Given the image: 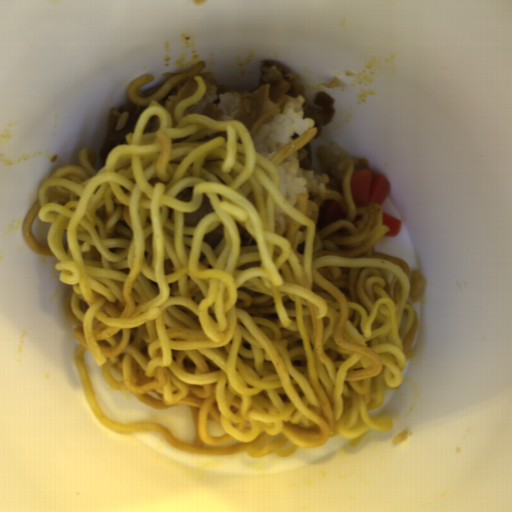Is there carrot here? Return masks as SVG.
Masks as SVG:
<instances>
[{
  "mask_svg": "<svg viewBox=\"0 0 512 512\" xmlns=\"http://www.w3.org/2000/svg\"><path fill=\"white\" fill-rule=\"evenodd\" d=\"M382 223L389 229L384 237H397L402 224L401 220L382 211Z\"/></svg>",
  "mask_w": 512,
  "mask_h": 512,
  "instance_id": "carrot-3",
  "label": "carrot"
},
{
  "mask_svg": "<svg viewBox=\"0 0 512 512\" xmlns=\"http://www.w3.org/2000/svg\"><path fill=\"white\" fill-rule=\"evenodd\" d=\"M372 172L361 169L352 172L349 187L355 207L380 205L390 194V182L381 174L371 182Z\"/></svg>",
  "mask_w": 512,
  "mask_h": 512,
  "instance_id": "carrot-1",
  "label": "carrot"
},
{
  "mask_svg": "<svg viewBox=\"0 0 512 512\" xmlns=\"http://www.w3.org/2000/svg\"><path fill=\"white\" fill-rule=\"evenodd\" d=\"M343 216L341 206L336 201H327L318 210L317 230L339 221Z\"/></svg>",
  "mask_w": 512,
  "mask_h": 512,
  "instance_id": "carrot-2",
  "label": "carrot"
}]
</instances>
